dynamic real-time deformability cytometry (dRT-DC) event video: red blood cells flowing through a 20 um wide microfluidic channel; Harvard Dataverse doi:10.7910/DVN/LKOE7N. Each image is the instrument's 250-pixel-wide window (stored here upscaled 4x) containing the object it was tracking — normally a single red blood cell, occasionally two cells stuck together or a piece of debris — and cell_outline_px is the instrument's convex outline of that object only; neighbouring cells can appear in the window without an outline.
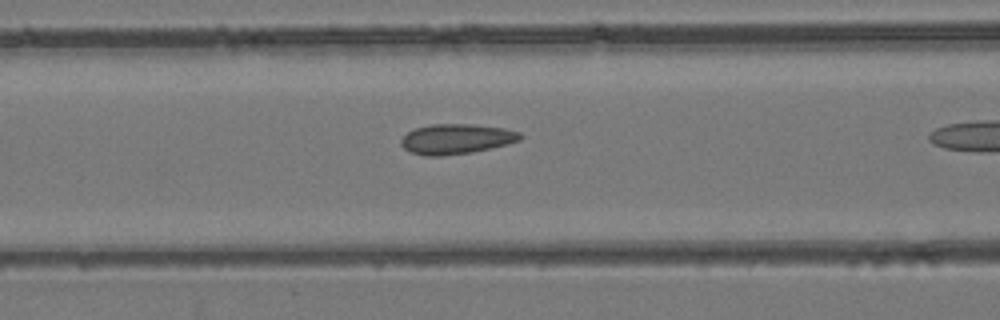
{"species": "common noctule bat (a hibernating species)", "species_latin": "Nyctalus noctula", "temperature_condition": "room temperature", "stored_images_in_passage": 11, "camera_frame_rate_fps": 3000, "um_per_image_px": 0.085, "animal": {"sex": "female", "body_mass_g": 24.6, "forearm_length_mm": 56.2}, "frame": {"image": 1, "passage_image": 10, "time_ms": 3.0, "image_size_px": [1000, 320], "cell_outline_px": [[524, 136], [520, 140], [492, 148], [472, 152], [444, 156], [424, 156], [408, 152], [400, 144], [400, 140], [408, 132], [416, 128], [432, 124], [468, 124], [504, 128], [520, 132]], "centroid_in_image_um": [38.77, 11.82], "position_along_channel_um": 127.8, "area_um2": 20.98}}